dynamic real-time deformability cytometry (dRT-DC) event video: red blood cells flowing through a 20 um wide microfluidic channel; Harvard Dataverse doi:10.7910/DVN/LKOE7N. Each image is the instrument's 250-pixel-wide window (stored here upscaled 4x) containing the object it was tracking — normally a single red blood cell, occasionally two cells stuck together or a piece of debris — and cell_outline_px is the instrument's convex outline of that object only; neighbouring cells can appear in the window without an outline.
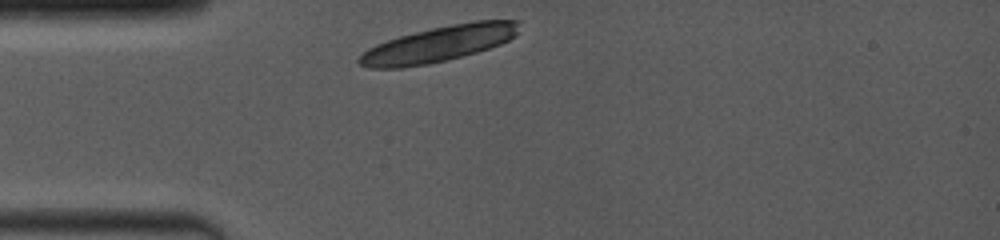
{"species": "common noctule bat (a hibernating species)", "species_latin": "Nyctalus noctula", "temperature_condition": "room temperature", "stored_images_in_passage": 1, "camera_frame_rate_fps": 4000, "um_per_image_px": 0.085, "animal": {"sex": "female", "body_mass_g": 19.0, "forearm_length_mm": 53.3}, "frame": {"image": 1, "passage_image": 1, "time_ms": 0.0, "image_size_px": [1000, 240], "cell_outline_px": [[520, 20], [516, 36], [500, 44], [476, 52], [428, 64], [400, 68], [368, 68], [360, 64], [356, 60], [368, 48], [376, 44], [400, 36], [432, 28], [452, 24], [476, 20]], "centroid_in_image_um": [37.29, 3.73], "position_along_channel_um": 47.7, "area_um2": 32.95}}